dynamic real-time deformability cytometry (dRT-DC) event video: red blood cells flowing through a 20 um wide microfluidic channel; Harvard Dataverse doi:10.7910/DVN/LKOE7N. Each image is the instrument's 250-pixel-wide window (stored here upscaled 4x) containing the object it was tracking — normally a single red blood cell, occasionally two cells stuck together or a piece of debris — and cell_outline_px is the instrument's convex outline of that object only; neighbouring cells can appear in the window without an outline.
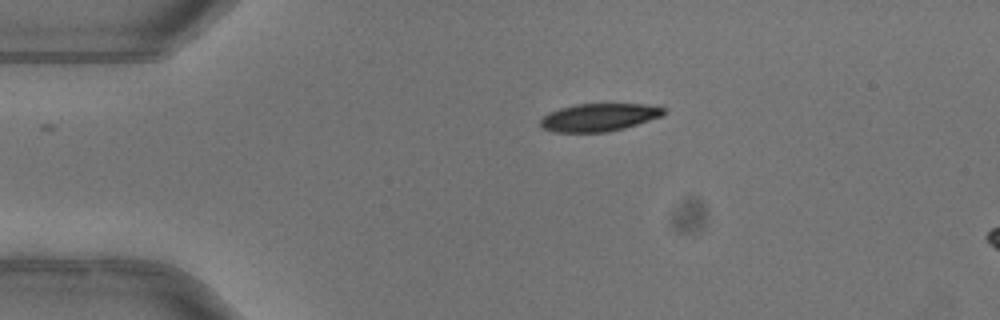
{"species": "common noctule bat (a hibernating species)", "species_latin": "Nyctalus noctula", "temperature_condition": "warm", "stored_images_in_passage": 6, "camera_frame_rate_fps": 3000, "um_per_image_px": 0.085, "animal": {"sex": "female"}, "frame": {"image": 1, "passage_image": 1, "time_ms": 0.0, "image_size_px": [1000, 320], "cell_outline_px": [[664, 116], [624, 128], [608, 132], [552, 132], [544, 128], [540, 124], [540, 120], [548, 112], [560, 108], [576, 104], [644, 104], [664, 108]], "centroid_in_image_um": [50.91, 9.97], "position_along_channel_um": 34.1, "area_um2": 19.94}}